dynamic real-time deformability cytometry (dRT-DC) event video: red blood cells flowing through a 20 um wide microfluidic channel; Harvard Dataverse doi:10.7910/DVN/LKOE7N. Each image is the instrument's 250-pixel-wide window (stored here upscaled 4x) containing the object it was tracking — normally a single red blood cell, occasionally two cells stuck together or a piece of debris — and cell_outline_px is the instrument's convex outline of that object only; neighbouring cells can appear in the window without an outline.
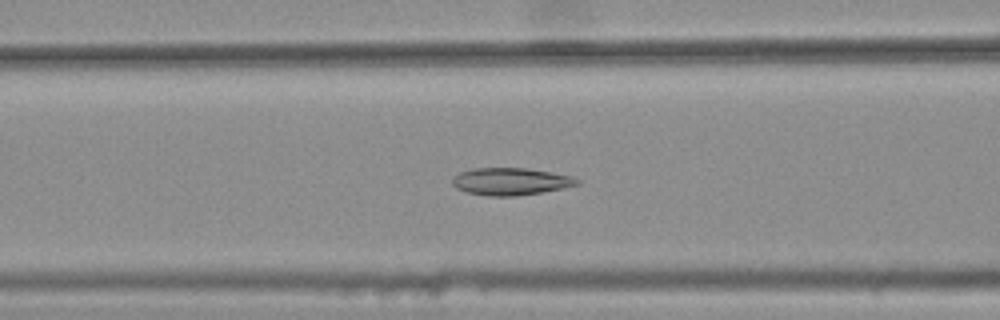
{"species": "common noctule bat (a hibernating species)", "species_latin": "Nyctalus noctula", "temperature_condition": "warm", "stored_images_in_passage": 43, "camera_frame_rate_fps": 3000, "um_per_image_px": 0.085, "animal": {"sex": "female", "body_mass_g": 25.1}, "frame": {"image": 1, "passage_image": 19, "time_ms": 6.0, "image_size_px": [1000, 320], "cell_outline_px": [[580, 184], [564, 188], [516, 196], [488, 196], [468, 192], [456, 188], [452, 184], [452, 176], [460, 172], [472, 168], [524, 168], [572, 176], [580, 180]], "centroid_in_image_um": [43.38, 15.42], "position_along_channel_um": 123.2, "area_um2": 19.77}}
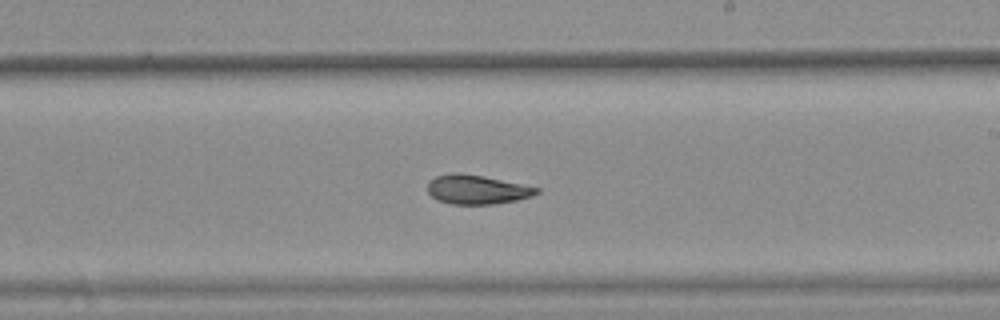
{"frame": {"image": 2, "passage_image": 29, "time_ms": 9.333, "image_size_px": [1000, 320], "cell_outline_px": [[540, 192], [532, 196], [516, 200], [496, 204], [452, 204], [440, 200], [432, 196], [428, 192], [428, 180], [436, 176], [448, 172], [460, 172], [484, 176], [540, 188]], "centroid_in_image_um": [40.53, 16.09], "position_along_channel_um": 248.5, "area_um2": 18.61}}
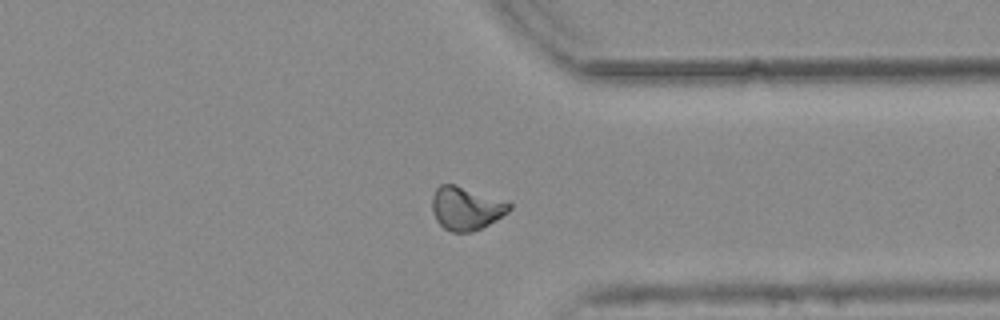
{"frame": {"image": 3, "passage_image": 39, "time_ms": 12.667, "image_size_px": [1000, 320], "cell_outline_px": [[512, 208], [508, 212], [496, 220], [472, 232], [452, 232], [444, 228], [436, 220], [432, 212], [432, 196], [436, 188], [440, 184], [456, 184], [512, 204]], "centroid_in_image_um": [39.58, 17.71], "position_along_channel_um": 371.8, "area_um2": 19.31}, "authors_computed_cell_mechanics": {"area_um2": 19.3052, "velocity_mm_per_s": 3.7707, "shape_relaxation_time_tau1_ms": null, "shape_relaxation_time_tau2_ms": 8.2263, "deformation_change_tau1": null, "deformation_change_tau2": 0.1208}}